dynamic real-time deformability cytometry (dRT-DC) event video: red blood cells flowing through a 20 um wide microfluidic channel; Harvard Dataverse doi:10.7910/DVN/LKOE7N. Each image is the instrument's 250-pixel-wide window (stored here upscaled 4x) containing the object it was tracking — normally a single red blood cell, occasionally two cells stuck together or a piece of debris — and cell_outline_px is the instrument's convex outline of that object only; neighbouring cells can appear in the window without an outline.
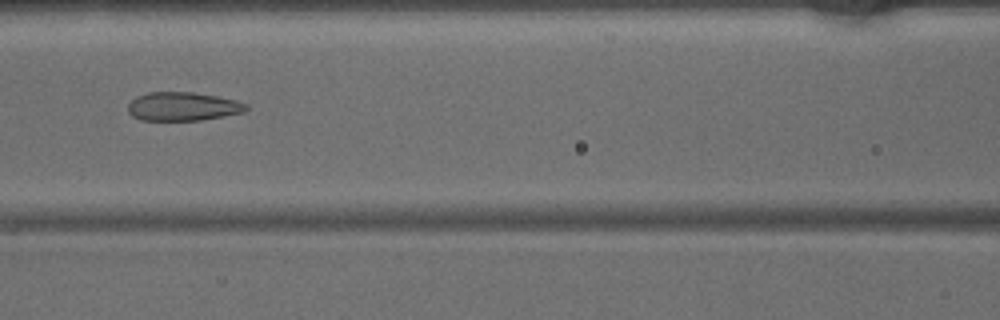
{"species": "common noctule bat (a hibernating species)", "species_latin": "Nyctalus noctula", "temperature_condition": "warm", "stored_images_in_passage": 46, "camera_frame_rate_fps": 3000, "um_per_image_px": 0.085, "animal": {"sex": "male", "body_mass_g": 15.6}, "frame": {"image": 1, "passage_image": 20, "time_ms": 6.333, "image_size_px": [1000, 320], "cell_outline_px": [[248, 108], [244, 112], [224, 116], [200, 120], [140, 120], [132, 116], [128, 112], [128, 104], [136, 96], [148, 92], [192, 92], [216, 96], [236, 100], [248, 104]], "centroid_in_image_um": [15.53, 9.05], "position_along_channel_um": 151.1, "area_um2": 19.77}}
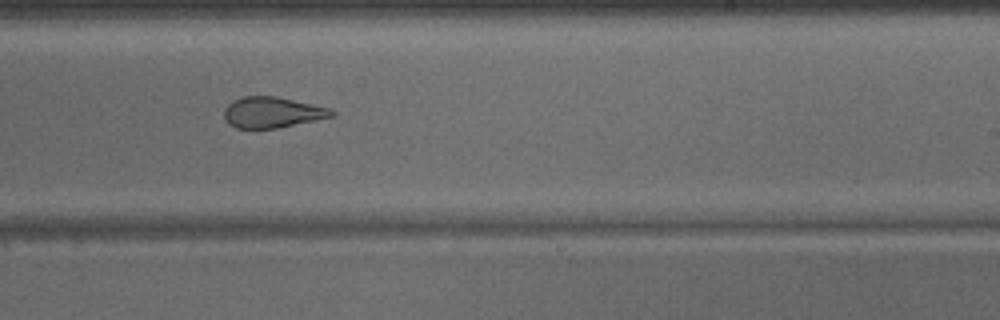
{"frame": {"image": 2, "passage_image": 28, "time_ms": 9.0, "image_size_px": [1000, 320], "cell_outline_px": [[336, 116], [276, 128], [236, 128], [228, 124], [224, 116], [224, 108], [232, 100], [244, 96], [276, 96], [328, 108], [336, 112]], "centroid_in_image_um": [23.12, 9.55], "position_along_channel_um": 265.9, "area_um2": 19.25}}
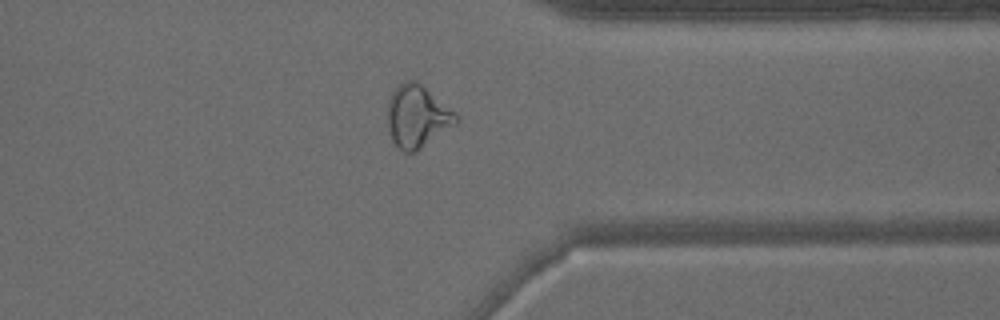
{"frame": {"image": 3, "passage_image": 36, "time_ms": 11.667, "image_size_px": [1000, 320], "cell_outline_px": [[460, 120], [456, 124], [416, 152], [404, 152], [392, 140], [388, 132], [388, 100], [392, 92], [404, 80], [416, 80], [456, 112]], "centroid_in_image_um": [35.47, 9.89], "position_along_channel_um": 375.9, "area_um2": 24.91}}